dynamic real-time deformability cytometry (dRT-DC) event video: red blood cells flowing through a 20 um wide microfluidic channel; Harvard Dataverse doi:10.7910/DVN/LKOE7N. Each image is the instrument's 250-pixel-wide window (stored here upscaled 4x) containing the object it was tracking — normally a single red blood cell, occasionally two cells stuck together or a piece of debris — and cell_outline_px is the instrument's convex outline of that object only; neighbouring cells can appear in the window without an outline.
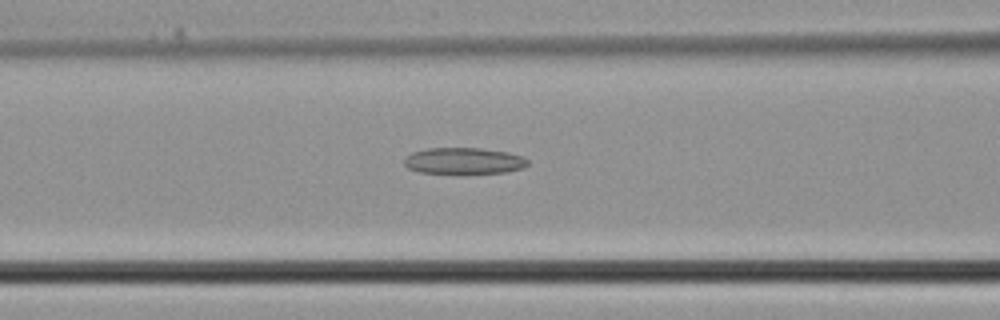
{"species": "common noctule bat (a hibernating species)", "species_latin": "Nyctalus noctula", "temperature_condition": "cold", "stored_images_in_passage": 31, "camera_frame_rate_fps": 3000, "um_per_image_px": 0.085, "animal": {"sex": "male", "body_mass_g": 21.5, "forearm_length_mm": 52.0}, "frame": {"image": 1, "passage_image": 15, "time_ms": 4.667, "image_size_px": [1000, 320], "cell_outline_px": [[528, 164], [524, 168], [508, 172], [464, 176], [420, 172], [408, 168], [404, 164], [404, 160], [412, 152], [428, 148], [480, 148], [508, 152], [524, 156], [528, 160]], "centroid_in_image_um": [39.47, 13.72], "position_along_channel_um": 127.1, "area_um2": 19.94}}
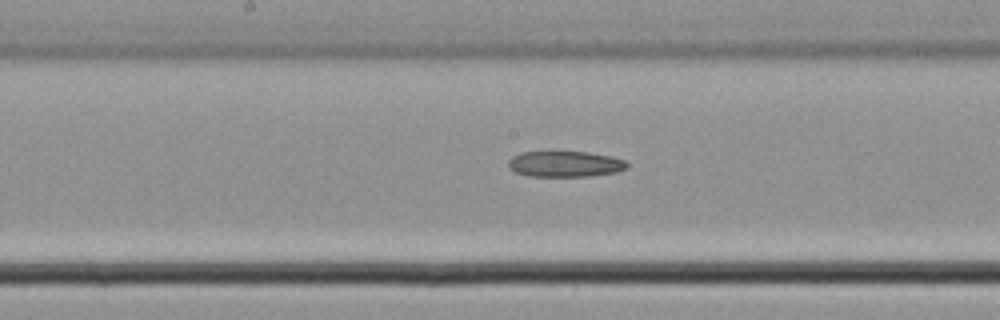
{"frame": {"image": 2, "passage_image": 19, "time_ms": 6.0, "image_size_px": [1000, 320], "cell_outline_px": [[628, 168], [616, 172], [592, 176], [528, 176], [516, 172], [508, 168], [508, 160], [512, 156], [520, 152], [584, 152], [612, 156], [624, 160], [628, 164]], "centroid_in_image_um": [48.02, 13.94], "position_along_channel_um": 200.2, "area_um2": 17.92}}
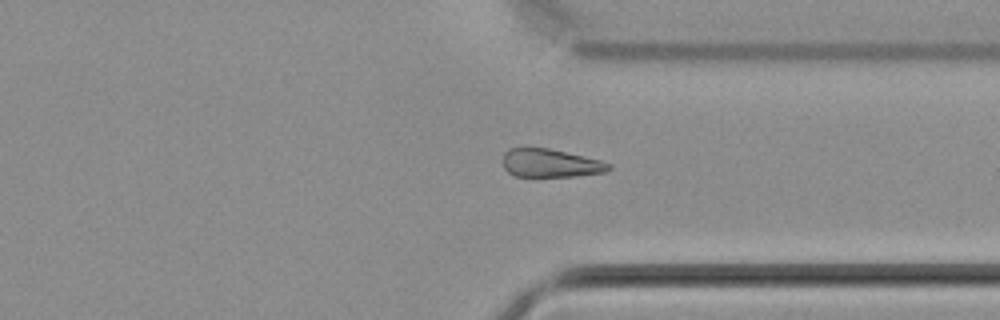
{"frame": {"image": 3, "passage_image": 28, "time_ms": 9.0, "image_size_px": [1000, 320], "cell_outline_px": [[612, 168], [604, 172], [576, 176], [516, 176], [508, 172], [504, 168], [504, 152], [508, 148], [548, 148], [600, 160], [612, 164]], "centroid_in_image_um": [46.8, 13.87], "position_along_channel_um": 364.6, "area_um2": 17.28}}